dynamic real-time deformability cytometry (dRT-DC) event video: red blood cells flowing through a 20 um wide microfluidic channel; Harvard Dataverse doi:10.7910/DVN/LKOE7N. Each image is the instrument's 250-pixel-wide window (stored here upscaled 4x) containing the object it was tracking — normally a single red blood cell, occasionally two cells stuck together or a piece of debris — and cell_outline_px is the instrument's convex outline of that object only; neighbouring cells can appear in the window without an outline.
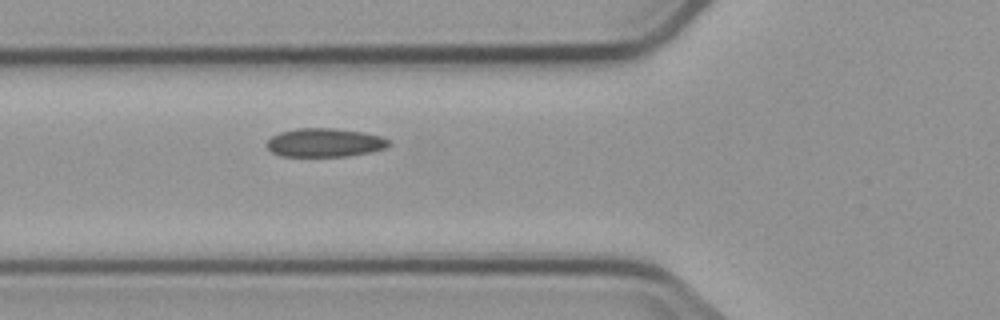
{"species": "common noctule bat (a hibernating species)", "species_latin": "Nyctalus noctula", "temperature_condition": "cold", "stored_images_in_passage": 6, "camera_frame_rate_fps": 3000, "um_per_image_px": 0.085, "animal": {"sex": "male", "body_mass_g": 23.1, "forearm_length_mm": 52.7}, "frame": {"image": 1, "passage_image": 6, "time_ms": 5.667, "image_size_px": [1000, 320], "cell_outline_px": [[392, 144], [384, 148], [372, 152], [348, 156], [280, 156], [272, 152], [264, 144], [272, 136], [280, 132], [296, 128], [336, 128], [364, 132], [380, 136], [392, 140]], "centroid_in_image_um": [27.62, 12.12], "position_along_channel_um": 98.2, "area_um2": 20.63}}